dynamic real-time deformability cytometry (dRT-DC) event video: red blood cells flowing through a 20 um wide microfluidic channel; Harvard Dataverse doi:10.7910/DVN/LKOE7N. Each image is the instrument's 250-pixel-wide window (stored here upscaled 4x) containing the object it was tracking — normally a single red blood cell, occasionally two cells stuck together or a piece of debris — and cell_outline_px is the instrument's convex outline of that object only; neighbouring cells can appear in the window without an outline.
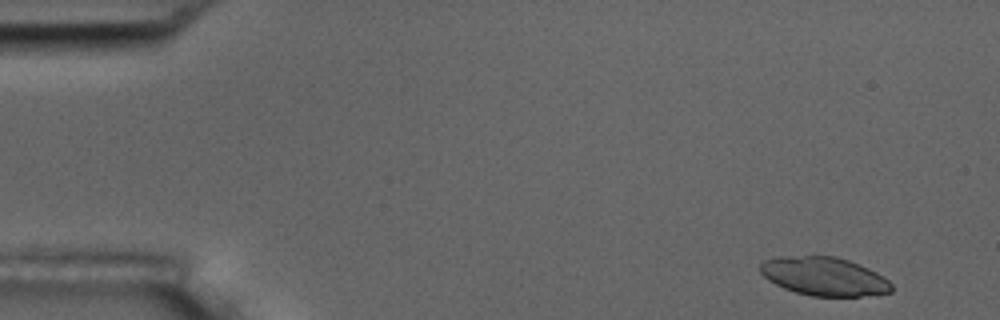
{"species": "common noctule bat (a hibernating species)", "species_latin": "Nyctalus noctula", "temperature_condition": "room temperature", "stored_images_in_passage": 10, "camera_frame_rate_fps": 3000, "um_per_image_px": 0.085, "animal": {"sex": "male", "body_mass_g": 17.5, "forearm_length_mm": 52.3}, "frame": {"image": 1, "passage_image": 1, "time_ms": 0.0, "image_size_px": [1000, 320], "cell_outline_px": [[892, 292], [860, 296], [812, 296], [796, 292], [784, 288], [768, 280], [760, 272], [760, 264], [764, 260], [776, 256], [836, 256], [860, 264], [876, 272], [888, 280], [892, 284]], "centroid_in_image_um": [70.04, 23.48], "position_along_channel_um": 15.0, "area_um2": 29.48}}